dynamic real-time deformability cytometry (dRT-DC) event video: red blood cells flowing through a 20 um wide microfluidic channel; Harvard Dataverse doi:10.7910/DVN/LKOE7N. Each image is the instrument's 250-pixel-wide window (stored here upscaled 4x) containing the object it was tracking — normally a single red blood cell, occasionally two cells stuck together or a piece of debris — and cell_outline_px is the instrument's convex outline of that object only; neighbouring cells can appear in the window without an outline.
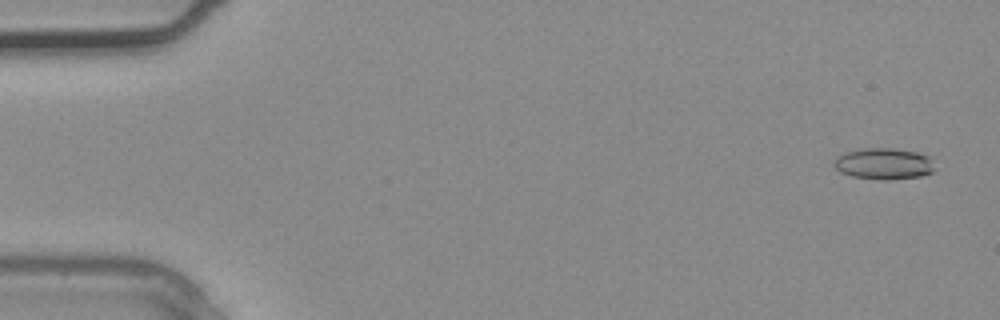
{"species": "common noctule bat (a hibernating species)", "species_latin": "Nyctalus noctula", "temperature_condition": "warm", "stored_images_in_passage": 4, "camera_frame_rate_fps": 3000, "um_per_image_px": 0.085, "animal": {"sex": "male", "body_mass_g": 20.4}, "frame": {"image": 1, "passage_image": 1, "time_ms": 0.0, "image_size_px": [1000, 320], "cell_outline_px": [[936, 168], [932, 172], [920, 176], [888, 180], [880, 180], [852, 176], [840, 172], [832, 164], [836, 156], [844, 152], [868, 148], [892, 148], [916, 152], [928, 156]], "centroid_in_image_um": [75.1, 13.92], "position_along_channel_um": 9.9, "area_um2": 18.44}}
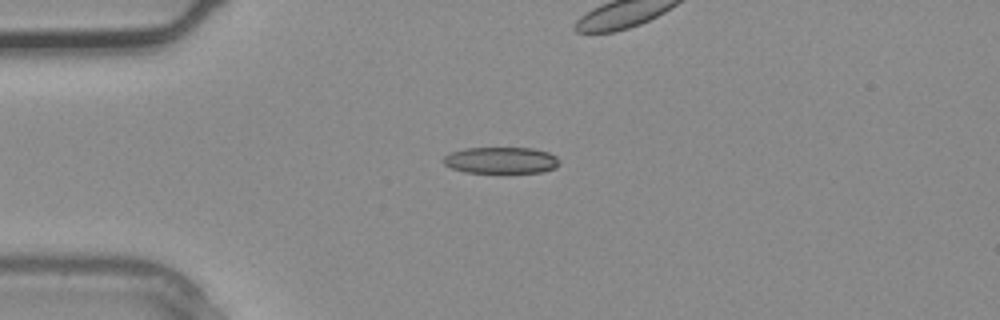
{"frame": {"image": 2, "passage_image": 3, "time_ms": 0.667, "image_size_px": [1000, 320], "cell_outline_px": [[560, 164], [556, 168], [540, 172], [464, 172], [452, 168], [444, 164], [444, 156], [452, 152], [464, 148], [532, 148], [548, 152], [556, 156]], "centroid_in_image_um": [42.6, 13.62], "position_along_channel_um": 42.4, "area_um2": 17.74}}